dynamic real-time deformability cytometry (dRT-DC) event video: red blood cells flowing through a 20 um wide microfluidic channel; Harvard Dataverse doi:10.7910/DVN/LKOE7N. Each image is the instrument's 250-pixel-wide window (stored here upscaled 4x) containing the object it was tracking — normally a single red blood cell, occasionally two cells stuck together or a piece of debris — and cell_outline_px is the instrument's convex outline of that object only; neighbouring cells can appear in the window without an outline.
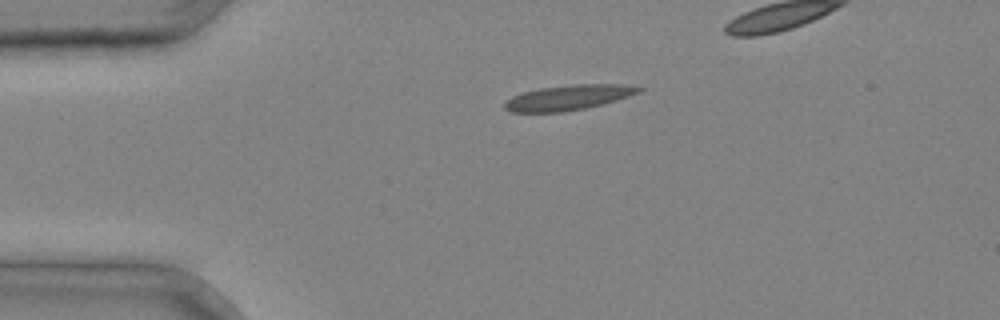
{"species": "common noctule bat (a hibernating species)", "species_latin": "Nyctalus noctula", "temperature_condition": "cold", "stored_images_in_passage": 4, "camera_frame_rate_fps": 3000, "um_per_image_px": 0.085, "animal": {"sex": "male", "body_mass_g": 20.4}, "frame": {"image": 1, "passage_image": 1, "time_ms": 0.0, "image_size_px": [1000, 320], "cell_outline_px": [[644, 88], [640, 92], [616, 100], [584, 108], [564, 112], [512, 112], [504, 108], [504, 104], [512, 96], [524, 92], [540, 88], [576, 84], [624, 84]], "centroid_in_image_um": [48.31, 8.29], "position_along_channel_um": 36.7, "area_um2": 19.36}}